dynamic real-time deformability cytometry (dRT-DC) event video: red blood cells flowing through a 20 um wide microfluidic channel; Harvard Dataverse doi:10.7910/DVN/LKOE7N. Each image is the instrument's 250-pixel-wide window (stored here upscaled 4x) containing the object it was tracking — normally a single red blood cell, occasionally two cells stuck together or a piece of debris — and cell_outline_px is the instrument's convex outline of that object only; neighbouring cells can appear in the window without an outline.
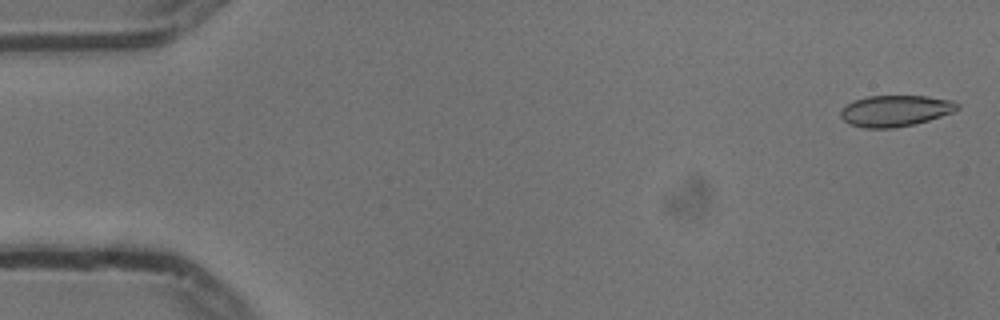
{"species": "common noctule bat (a hibernating species)", "species_latin": "Nyctalus noctula", "temperature_condition": "cold", "stored_images_in_passage": 17, "camera_frame_rate_fps": 3000, "um_per_image_px": 0.085, "animal": {"sex": "male", "body_mass_g": 13.3}, "frame": {"image": 1, "passage_image": 2, "time_ms": 0.333, "image_size_px": [1000, 320], "cell_outline_px": [[960, 108], [952, 112], [928, 120], [912, 124], [892, 128], [864, 128], [848, 124], [840, 116], [840, 112], [848, 104], [856, 100], [868, 96], [928, 96], [952, 100], [960, 104]], "centroid_in_image_um": [76.11, 9.41], "position_along_channel_um": 8.9, "area_um2": 21.04}}
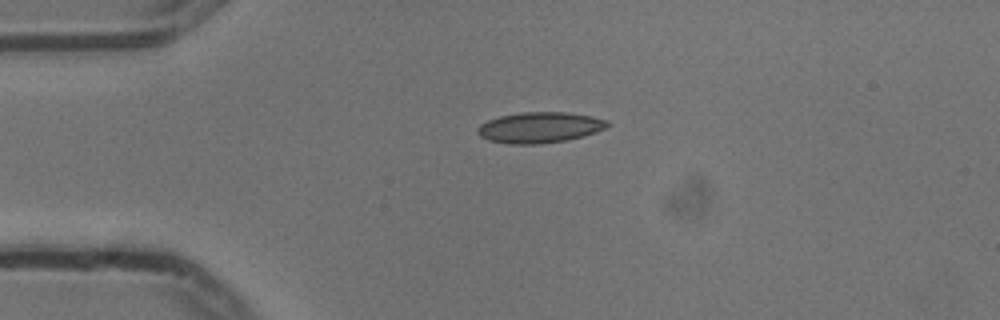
{"frame": {"image": 2, "passage_image": 13, "time_ms": 4.0, "image_size_px": [1000, 320], "cell_outline_px": [[612, 124], [596, 132], [564, 140], [540, 144], [508, 144], [488, 140], [480, 136], [476, 132], [476, 128], [480, 124], [488, 120], [500, 116], [520, 112], [568, 112], [592, 116], [608, 120]], "centroid_in_image_um": [45.85, 10.83], "position_along_channel_um": 39.2, "area_um2": 23.35}}